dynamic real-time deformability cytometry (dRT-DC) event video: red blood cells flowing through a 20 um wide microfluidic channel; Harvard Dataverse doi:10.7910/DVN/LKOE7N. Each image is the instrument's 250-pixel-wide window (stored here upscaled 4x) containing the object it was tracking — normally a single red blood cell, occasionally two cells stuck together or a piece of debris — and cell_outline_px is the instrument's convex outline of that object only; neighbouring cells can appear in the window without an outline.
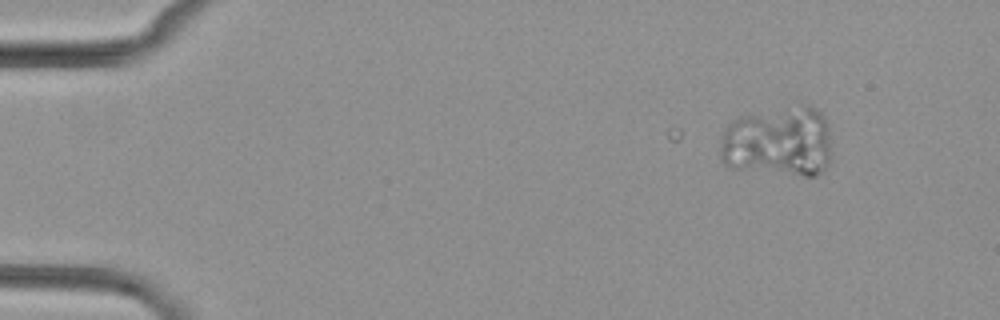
{"species": "common noctule bat (a hibernating species)", "species_latin": "Nyctalus noctula", "temperature_condition": "cold", "stored_images_in_passage": 5, "camera_frame_rate_fps": 3000, "um_per_image_px": 0.085, "animal": {"sex": "female", "body_mass_g": 29.2, "forearm_length_mm": 56.3}, "frame": {"image": 1, "passage_image": 2, "time_ms": 1.333, "image_size_px": [1000, 320], "cell_outline_px": [[828, 164], [824, 172], [816, 176], [804, 176], [728, 168], [724, 164], [720, 156], [720, 140], [728, 124], [732, 120], [740, 116], [800, 100], [816, 108], [824, 116], [828, 128]], "centroid_in_image_um": [66.14, 11.99], "position_along_channel_um": 18.9, "area_um2": 47.22}}
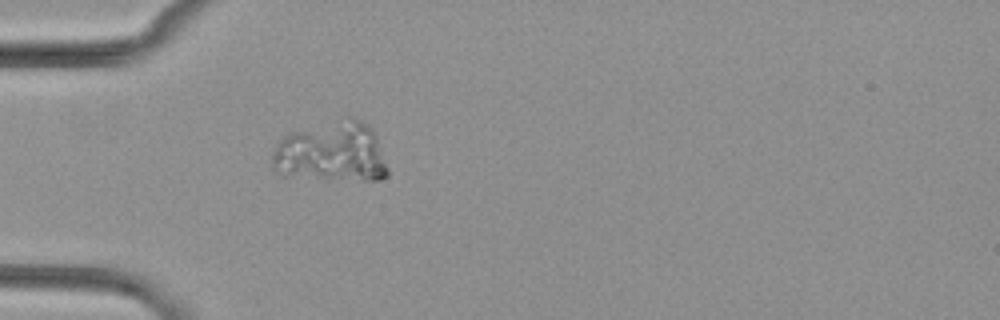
{"frame": {"image": 2, "passage_image": 5, "time_ms": 5.0, "image_size_px": [1000, 320], "cell_outline_px": [[388, 176], [380, 180], [360, 180], [280, 176], [272, 168], [272, 152], [276, 144], [284, 136], [292, 132], [348, 116], [352, 116], [368, 124], [372, 128], [376, 136], [388, 168]], "centroid_in_image_um": [28.18, 12.94], "position_along_channel_um": 56.8, "area_um2": 40.98}}